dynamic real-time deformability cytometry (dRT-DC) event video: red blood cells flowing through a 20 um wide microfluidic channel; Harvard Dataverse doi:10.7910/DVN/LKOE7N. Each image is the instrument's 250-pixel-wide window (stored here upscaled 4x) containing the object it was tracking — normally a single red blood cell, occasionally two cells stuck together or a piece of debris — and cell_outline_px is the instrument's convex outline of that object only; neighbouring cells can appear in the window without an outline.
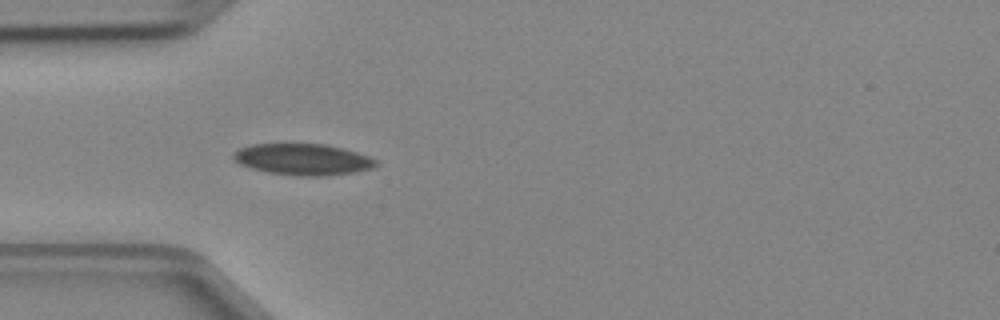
{"species": "Egyptian fruit bat (a non-hibernating species)", "species_latin": "Rousettus aegyptiacus", "temperature_condition": "cold", "stored_images_in_passage": 4, "camera_frame_rate_fps": 3000, "um_per_image_px": 0.085, "animal": {"sex": "female"}, "frame": {"image": 1, "passage_image": 4, "time_ms": 1.0, "image_size_px": [1000, 320], "cell_outline_px": [[380, 164], [372, 168], [352, 172], [328, 176], [300, 176], [268, 172], [252, 168], [240, 164], [232, 156], [232, 152], [240, 148], [252, 144], [328, 144], [344, 148], [380, 160]], "centroid_in_image_um": [25.79, 13.54], "position_along_channel_um": 59.2, "area_um2": 26.13}}